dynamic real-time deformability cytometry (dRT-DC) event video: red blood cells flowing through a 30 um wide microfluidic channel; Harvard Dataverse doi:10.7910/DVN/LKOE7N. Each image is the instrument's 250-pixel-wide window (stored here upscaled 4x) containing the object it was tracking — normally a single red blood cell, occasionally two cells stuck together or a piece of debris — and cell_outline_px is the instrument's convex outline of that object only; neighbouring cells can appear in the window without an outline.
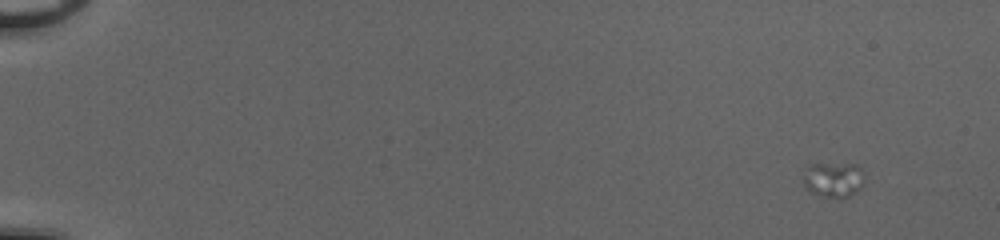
{"species": "common noctule bat (a hibernating species)", "species_latin": "Nyctalus noctula", "temperature_condition": "cold", "stored_images_in_passage": 21, "camera_frame_rate_fps": 3000, "um_per_image_px": 0.085, "animal": {"sex": "female", "body_mass_g": 20.0, "forearm_length_mm": 54.0}, "frame": {"image": 1, "passage_image": 4, "time_ms": 1.0, "image_size_px": [1000, 240], "cell_outline_px": [[860, 184], [848, 196], [824, 196], [812, 192], [804, 184], [804, 180], [812, 168], [816, 164], [852, 164]], "centroid_in_image_um": [70.74, 15.28], "position_along_channel_um": 14.3, "area_um2": 10.58}}